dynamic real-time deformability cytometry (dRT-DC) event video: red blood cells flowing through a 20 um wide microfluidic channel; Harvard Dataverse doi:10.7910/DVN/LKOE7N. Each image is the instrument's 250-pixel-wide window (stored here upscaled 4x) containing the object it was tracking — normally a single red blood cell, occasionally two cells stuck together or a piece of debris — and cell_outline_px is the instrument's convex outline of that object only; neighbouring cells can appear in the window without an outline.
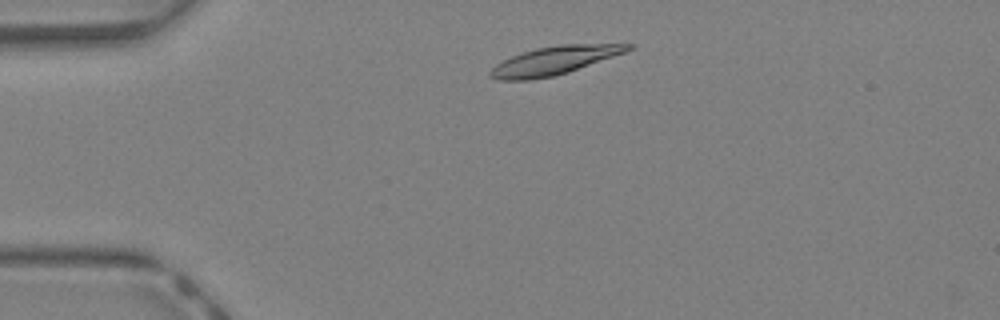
{"species": "Egyptian fruit bat (a non-hibernating species)", "species_latin": "Rousettus aegyptiacus", "temperature_condition": "warm", "stored_images_in_passage": 31, "camera_frame_rate_fps": 3000, "um_per_image_px": 0.085, "animal": {"sex": "female"}, "frame": {"image": 1, "passage_image": 4, "time_ms": 1.0, "image_size_px": [1000, 320], "cell_outline_px": [[632, 48], [624, 52], [568, 72], [552, 76], [528, 80], [500, 80], [488, 76], [488, 72], [496, 64], [512, 56], [536, 48], [560, 44], [632, 44]], "centroid_in_image_um": [47.05, 5.15], "position_along_channel_um": 37.9, "area_um2": 22.25}}
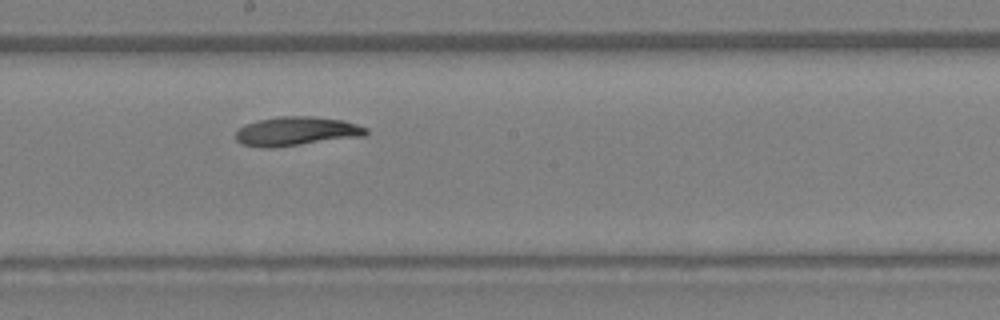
{"frame": {"image": 2, "passage_image": 18, "time_ms": 5.667, "image_size_px": [1000, 320], "cell_outline_px": [[368, 132], [364, 136], [272, 148], [264, 148], [244, 144], [236, 140], [236, 132], [244, 124], [256, 120], [280, 116], [316, 116], [344, 120], [368, 128]], "centroid_in_image_um": [25.2, 11.15], "position_along_channel_um": 223.0, "area_um2": 22.14}}
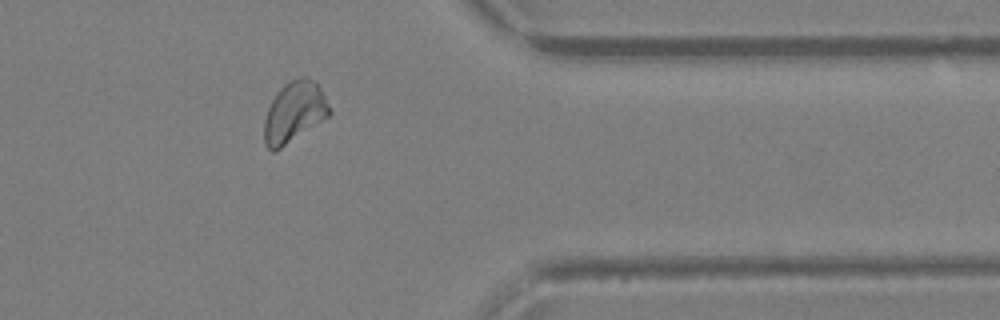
{"frame": {"image": 3, "passage_image": 29, "time_ms": 9.333, "image_size_px": [1000, 320], "cell_outline_px": [[332, 112], [328, 116], [280, 148], [272, 152], [264, 144], [264, 120], [268, 108], [276, 92], [284, 84], [292, 80], [304, 76], [316, 80]], "centroid_in_image_um": [24.99, 9.5], "position_along_channel_um": 386.4, "area_um2": 22.77}, "authors_computed_cell_mechanics": {"area_um2": 22.0218, "velocity_mm_per_s": 4.8308, "shape_relaxation_time_tau1_ms": 5.9953, "shape_relaxation_time_tau2_ms": 6.1216, "deformation_change_tau1": 0.1931, "deformation_change_tau2": 0.1218}}